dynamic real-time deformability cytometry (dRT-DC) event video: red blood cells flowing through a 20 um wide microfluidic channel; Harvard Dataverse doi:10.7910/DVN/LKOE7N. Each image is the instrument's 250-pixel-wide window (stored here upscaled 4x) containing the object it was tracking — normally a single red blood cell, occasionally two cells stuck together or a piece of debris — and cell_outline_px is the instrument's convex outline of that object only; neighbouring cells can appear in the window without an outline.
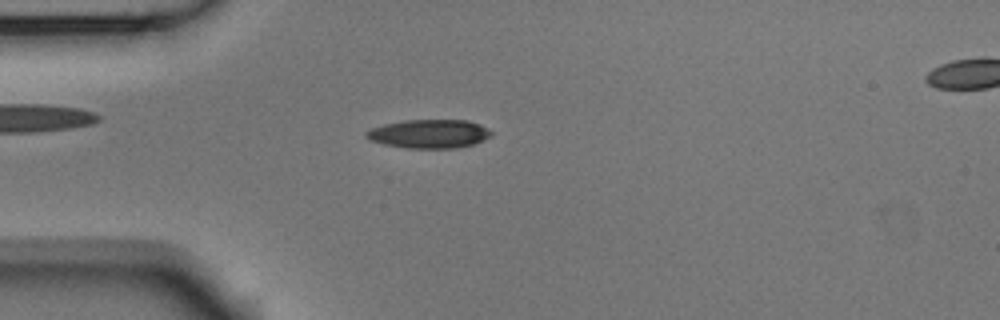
{"species": "Egyptian fruit bat (a non-hibernating species)", "species_latin": "Rousettus aegyptiacus", "temperature_condition": "room temperature", "stored_images_in_passage": 5, "camera_frame_rate_fps": 3000, "um_per_image_px": 0.085, "animal": {"sex": "male"}, "frame": {"image": 1, "passage_image": 4, "time_ms": 1.0, "image_size_px": [1000, 320], "cell_outline_px": [[492, 136], [484, 140], [472, 144], [456, 148], [408, 148], [384, 144], [368, 140], [364, 136], [364, 132], [372, 128], [384, 124], [404, 120], [468, 120], [480, 124], [488, 128], [492, 132]], "centroid_in_image_um": [36.47, 11.37], "position_along_channel_um": 48.5, "area_um2": 21.04}}